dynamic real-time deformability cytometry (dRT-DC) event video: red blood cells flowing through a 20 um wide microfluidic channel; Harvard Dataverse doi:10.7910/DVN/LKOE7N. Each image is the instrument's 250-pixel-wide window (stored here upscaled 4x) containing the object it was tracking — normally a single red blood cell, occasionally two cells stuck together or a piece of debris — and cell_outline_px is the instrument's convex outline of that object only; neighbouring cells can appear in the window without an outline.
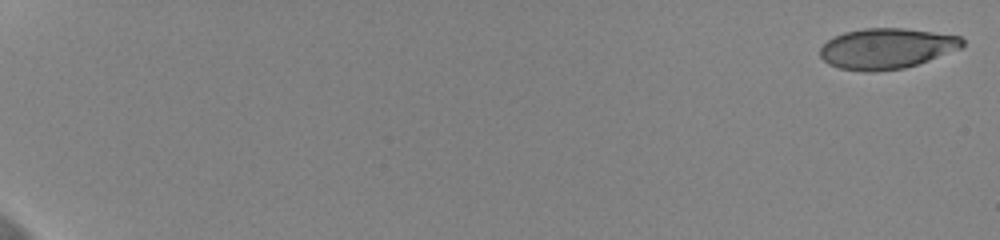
{"species": "human", "species_latin": "Homo sapiens", "temperature_condition": "cold", "stored_images_in_passage": 14, "camera_frame_rate_fps": 3000, "um_per_image_px": 0.085, "donor": {"sex": "female"}, "frame": {"image": 1, "passage_image": 1, "time_ms": 0.0, "image_size_px": [1000, 240], "cell_outline_px": [[964, 44], [960, 48], [928, 60], [904, 68], [872, 72], [864, 72], [840, 68], [828, 64], [820, 56], [820, 48], [828, 40], [844, 32], [864, 28], [904, 28], [960, 36], [964, 40]], "centroid_in_image_um": [75.33, 4.12], "position_along_channel_um": 9.7, "area_um2": 33.41}}
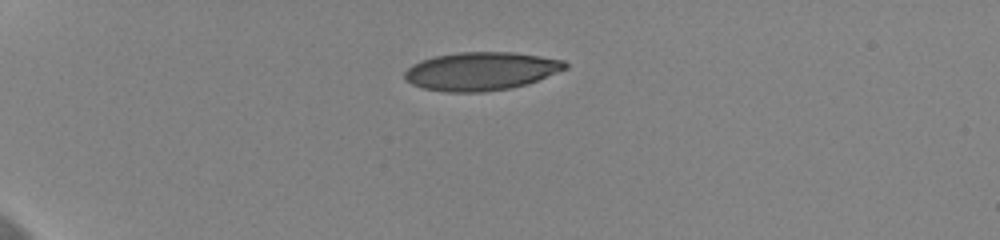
{"frame": {"image": 2, "passage_image": 8, "time_ms": 2.333, "image_size_px": [1000, 240], "cell_outline_px": [[568, 68], [528, 84], [512, 88], [484, 92], [444, 92], [424, 88], [412, 84], [404, 80], [404, 72], [412, 64], [420, 60], [436, 56], [460, 52], [512, 52], [540, 56], [564, 60], [568, 64]], "centroid_in_image_um": [40.89, 6.06], "position_along_channel_um": 44.1, "area_um2": 36.01}}